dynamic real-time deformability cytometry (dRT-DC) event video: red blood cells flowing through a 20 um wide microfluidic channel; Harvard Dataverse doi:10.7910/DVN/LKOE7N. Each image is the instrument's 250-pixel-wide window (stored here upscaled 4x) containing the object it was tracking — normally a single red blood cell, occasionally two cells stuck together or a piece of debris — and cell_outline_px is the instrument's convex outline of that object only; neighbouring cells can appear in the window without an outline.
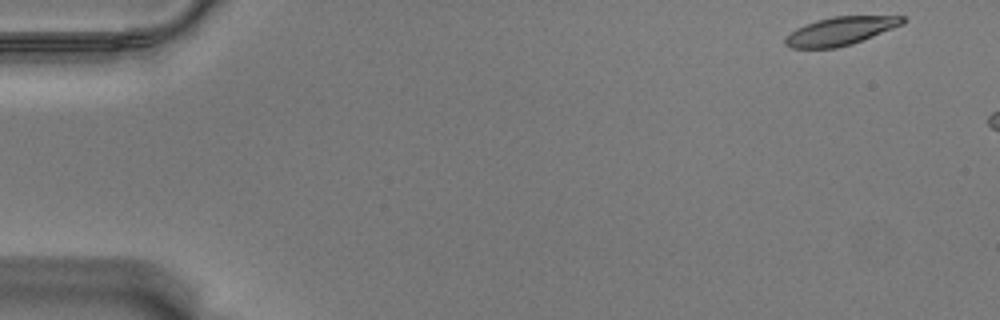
{"species": "Egyptian fruit bat (a non-hibernating species)", "species_latin": "Rousettus aegyptiacus", "temperature_condition": "warm", "stored_images_in_passage": 6, "camera_frame_rate_fps": 3000, "um_per_image_px": 0.085, "animal": {"sex": "male"}, "frame": {"image": 1, "passage_image": 1, "time_ms": 0.0, "image_size_px": [1000, 320], "cell_outline_px": [[908, 20], [904, 24], [852, 44], [836, 48], [792, 48], [784, 44], [784, 36], [796, 28], [804, 24], [816, 20], [832, 16], [904, 16]], "centroid_in_image_um": [71.42, 2.63], "position_along_channel_um": 13.6, "area_um2": 19.54}}